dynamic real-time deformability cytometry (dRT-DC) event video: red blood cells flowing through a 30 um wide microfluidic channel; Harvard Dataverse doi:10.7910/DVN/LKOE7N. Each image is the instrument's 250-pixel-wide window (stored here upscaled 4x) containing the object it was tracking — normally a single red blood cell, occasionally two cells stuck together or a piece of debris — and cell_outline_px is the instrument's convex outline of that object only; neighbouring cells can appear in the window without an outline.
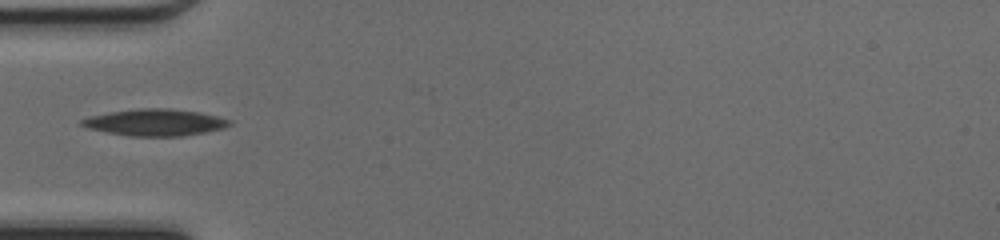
{"species": "common noctule bat (a hibernating species)", "species_latin": "Nyctalus noctula", "temperature_condition": "cold", "stored_images_in_passage": 34, "camera_frame_rate_fps": 3000, "um_per_image_px": 0.085, "animal": {"sex": "female", "body_mass_g": 17.0, "forearm_length_mm": 48.0}, "frame": {"image": 1, "passage_image": 1, "time_ms": 0.0, "image_size_px": [1000, 240], "cell_outline_px": [[232, 124], [224, 128], [184, 136], [128, 136], [88, 128], [80, 124], [80, 120], [88, 116], [108, 112], [140, 108], [168, 108], [200, 112], [232, 120]], "centroid_in_image_um": [13.18, 10.4], "position_along_channel_um": 71.8, "area_um2": 23.06}}
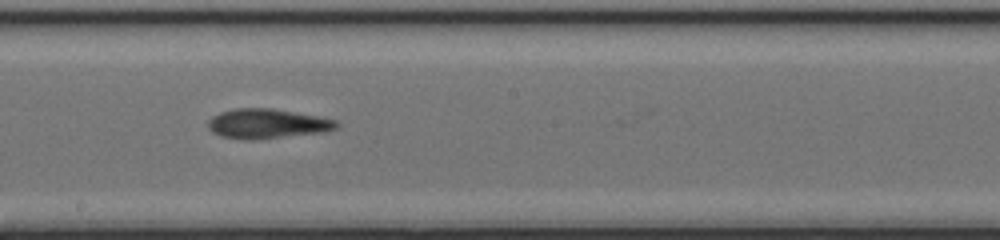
{"frame": {"image": 2, "passage_image": 12, "time_ms": 3.667, "image_size_px": [1000, 240], "cell_outline_px": [[340, 124], [336, 128], [324, 132], [252, 140], [244, 140], [220, 136], [212, 132], [208, 128], [208, 120], [212, 116], [220, 112], [236, 108], [272, 108], [316, 116], [336, 120]], "centroid_in_image_um": [22.67, 10.52], "position_along_channel_um": 225.5, "area_um2": 22.2}}
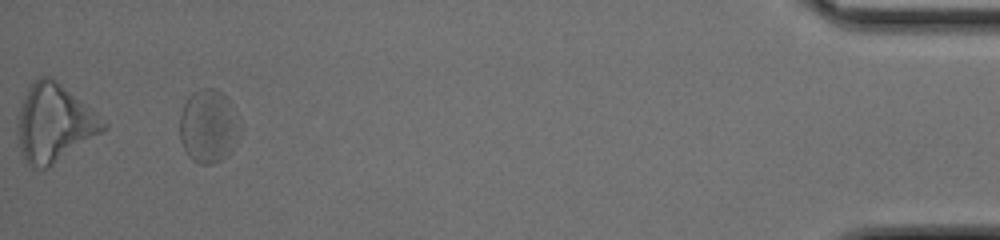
{"frame": {"image": 3, "passage_image": 31, "time_ms": 10.0, "image_size_px": [1000, 240], "cell_outline_px": [[240, 132], [228, 152], [220, 160], [212, 164], [200, 164], [192, 160], [184, 148], [180, 140], [180, 116], [184, 104], [188, 96], [192, 92], [200, 88], [216, 88], [228, 100]], "centroid_in_image_um": [17.64, 10.72], "position_along_channel_um": 417.6, "area_um2": 24.97}, "authors_computed_cell_mechanics": {"area_um2": 22.3397, "velocity_mm_per_s": 4.2081, "shape_relaxation_time_tau1_ms": 7.176, "shape_relaxation_time_tau2_ms": 4.0728, "deformation_change_tau1": 0.1228, "deformation_change_tau2": 0.1398}}